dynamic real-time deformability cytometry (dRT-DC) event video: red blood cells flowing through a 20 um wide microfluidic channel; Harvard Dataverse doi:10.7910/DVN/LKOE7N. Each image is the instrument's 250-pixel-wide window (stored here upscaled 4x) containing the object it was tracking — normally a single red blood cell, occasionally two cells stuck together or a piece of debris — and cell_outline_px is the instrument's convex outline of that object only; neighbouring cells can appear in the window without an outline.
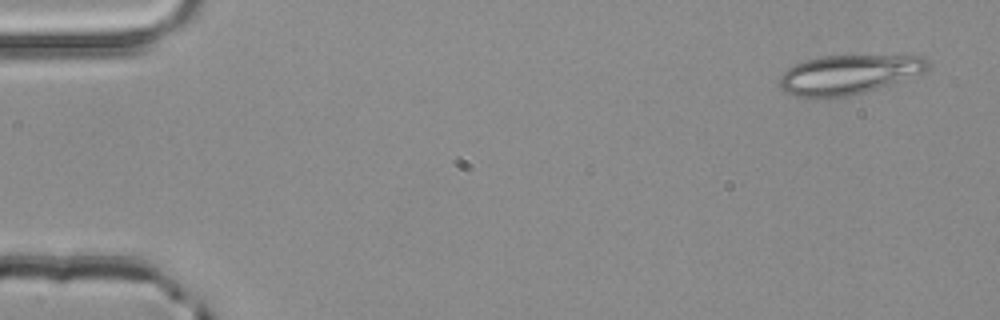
{"species": "common noctule bat (a hibernating species)", "species_latin": "Nyctalus noctula", "temperature_condition": "room temperature", "stored_images_in_passage": 5, "camera_frame_rate_fps": 3000, "um_per_image_px": 0.085, "animal": {"sex": "male", "body_mass_g": 20.4}, "frame": {"image": 1, "passage_image": 1, "time_ms": 0.0, "image_size_px": [1000, 320], "cell_outline_px": [[932, 64], [924, 72], [864, 92], [848, 96], [796, 96], [784, 92], [780, 88], [780, 76], [788, 68], [804, 60], [824, 56], [924, 56]], "centroid_in_image_um": [72.13, 6.31], "position_along_channel_um": 12.9, "area_um2": 33.29}}